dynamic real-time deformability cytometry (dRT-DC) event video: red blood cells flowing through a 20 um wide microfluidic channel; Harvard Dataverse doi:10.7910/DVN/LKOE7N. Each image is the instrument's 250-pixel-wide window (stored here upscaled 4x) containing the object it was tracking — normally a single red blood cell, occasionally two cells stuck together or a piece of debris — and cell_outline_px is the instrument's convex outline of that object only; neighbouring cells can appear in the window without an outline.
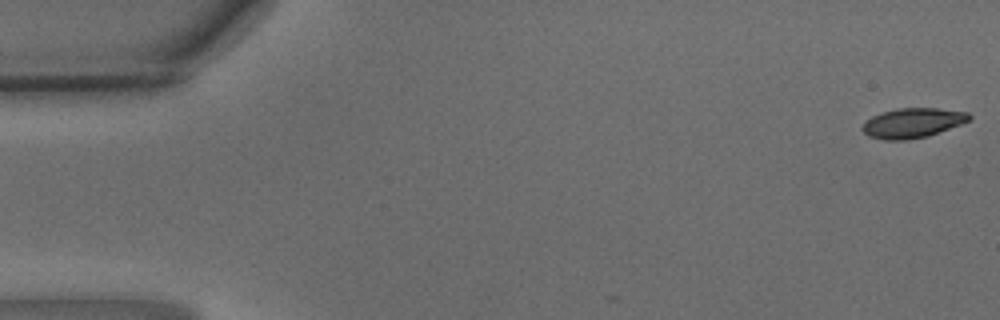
{"species": "common noctule bat (a hibernating species)", "species_latin": "Nyctalus noctula", "temperature_condition": "warm", "stored_images_in_passage": 3, "camera_frame_rate_fps": 3000, "um_per_image_px": 0.085, "animal": {"sex": "male", "body_mass_g": 15.6}, "frame": {"image": 1, "passage_image": 1, "time_ms": 0.0, "image_size_px": [1000, 320], "cell_outline_px": [[972, 120], [928, 136], [904, 140], [884, 140], [868, 136], [860, 128], [872, 116], [880, 112], [896, 108], [936, 108], [968, 112], [972, 116]], "centroid_in_image_um": [77.58, 10.44], "position_along_channel_um": 7.4, "area_um2": 18.61}}